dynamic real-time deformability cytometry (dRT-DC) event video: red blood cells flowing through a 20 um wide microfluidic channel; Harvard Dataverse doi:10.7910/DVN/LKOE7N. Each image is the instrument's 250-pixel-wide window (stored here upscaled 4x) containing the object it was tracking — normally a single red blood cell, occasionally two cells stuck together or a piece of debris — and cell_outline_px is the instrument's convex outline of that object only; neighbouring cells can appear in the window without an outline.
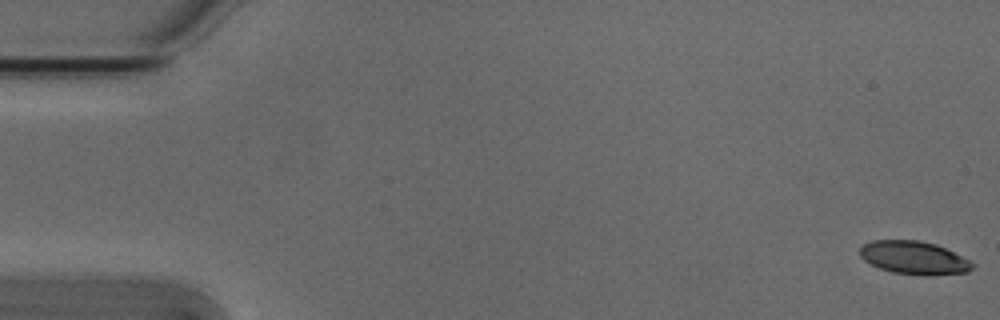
{"species": "Egyptian fruit bat (a non-hibernating species)", "species_latin": "Rousettus aegyptiacus", "temperature_condition": "cold", "stored_images_in_passage": 54, "camera_frame_rate_fps": 3000, "um_per_image_px": 0.085, "animal": {"sex": "male"}, "frame": {"image": 1, "passage_image": 1, "time_ms": 0.0, "image_size_px": [1000, 320], "cell_outline_px": [[972, 268], [968, 272], [924, 276], [892, 272], [880, 268], [864, 260], [860, 256], [860, 248], [864, 244], [872, 240], [920, 240], [936, 244], [968, 260], [972, 264]], "centroid_in_image_um": [77.65, 21.91], "position_along_channel_um": 7.3, "area_um2": 21.5}}
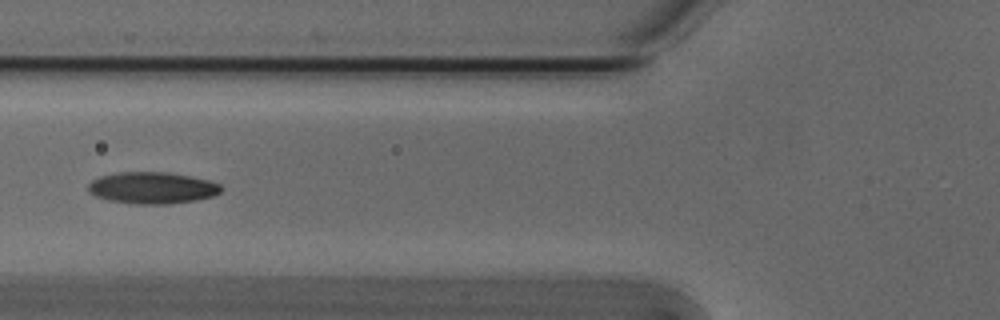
{"frame": {"image": 2, "passage_image": 21, "time_ms": 6.667, "image_size_px": [1000, 320], "cell_outline_px": [[224, 188], [220, 192], [212, 196], [196, 200], [168, 204], [132, 204], [108, 200], [96, 196], [88, 192], [88, 184], [92, 180], [100, 176], [116, 172], [168, 172], [208, 180], [220, 184]], "centroid_in_image_um": [12.92, 15.97], "position_along_channel_um": 112.9, "area_um2": 24.62}}
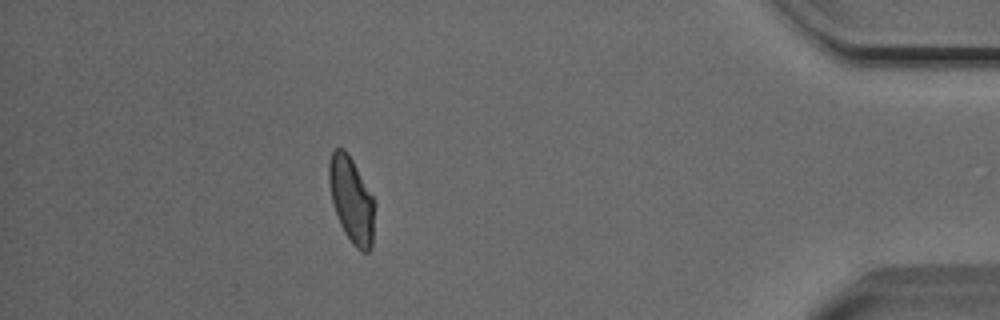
{"frame": {"image": 3, "passage_image": 48, "time_ms": 15.667, "image_size_px": [1000, 320], "cell_outline_px": [[372, 248], [368, 252], [360, 252], [352, 244], [344, 232], [340, 224], [332, 200], [328, 180], [328, 160], [332, 152], [336, 148], [344, 148], [348, 152], [372, 196]], "centroid_in_image_um": [29.83, 16.97], "position_along_channel_um": 405.4, "area_um2": 22.31}, "authors_computed_cell_mechanics": {"area_um2": 23.0044, "velocity_mm_per_s": 3.8177, "shape_relaxation_time_tau1_ms": 3.7048, "shape_relaxation_time_tau2_ms": 2.7416, "deformation_change_tau1": 0.1435, "deformation_change_tau2": 0.08}}